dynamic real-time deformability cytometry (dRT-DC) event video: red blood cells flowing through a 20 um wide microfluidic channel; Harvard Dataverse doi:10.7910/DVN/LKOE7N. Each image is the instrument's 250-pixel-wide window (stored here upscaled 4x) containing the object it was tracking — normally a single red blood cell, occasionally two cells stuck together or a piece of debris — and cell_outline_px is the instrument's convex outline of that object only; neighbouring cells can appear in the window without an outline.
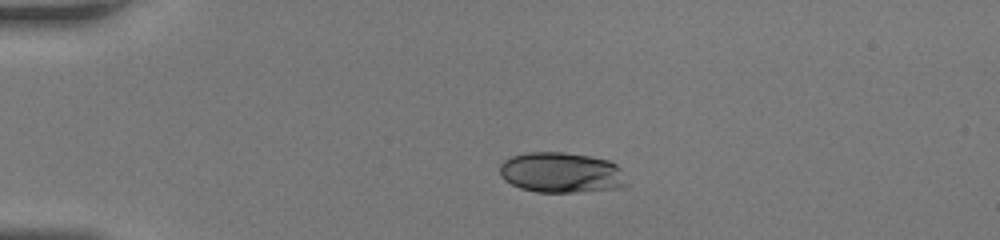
{"species": "human", "species_latin": "Homo sapiens", "temperature_condition": "room temperature", "stored_images_in_passage": 35, "camera_frame_rate_fps": 3000, "um_per_image_px": 0.085, "donor": {"sex": "female"}, "frame": {"image": 1, "passage_image": 1, "time_ms": 0.0, "image_size_px": [1000, 240], "cell_outline_px": [[628, 184], [624, 188], [580, 192], [536, 192], [520, 188], [504, 180], [500, 176], [500, 164], [504, 160], [512, 156], [524, 152], [564, 152], [588, 156], [608, 160], [616, 164], [620, 168]], "centroid_in_image_um": [47.72, 14.68], "position_along_channel_um": 37.3, "area_um2": 30.23}}
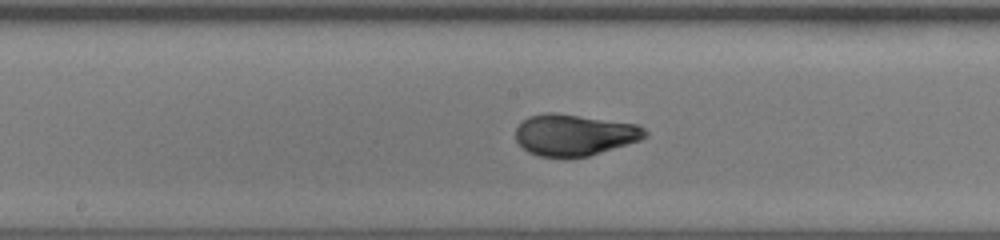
{"frame": {"image": 2, "passage_image": 15, "time_ms": 4.667, "image_size_px": [1000, 240], "cell_outline_px": [[648, 136], [640, 140], [588, 156], [564, 160], [540, 156], [528, 152], [516, 140], [516, 128], [528, 116], [544, 112], [556, 112], [636, 124], [644, 128], [648, 132]], "centroid_in_image_um": [48.8, 11.48], "position_along_channel_um": 199.4, "area_um2": 31.67}}
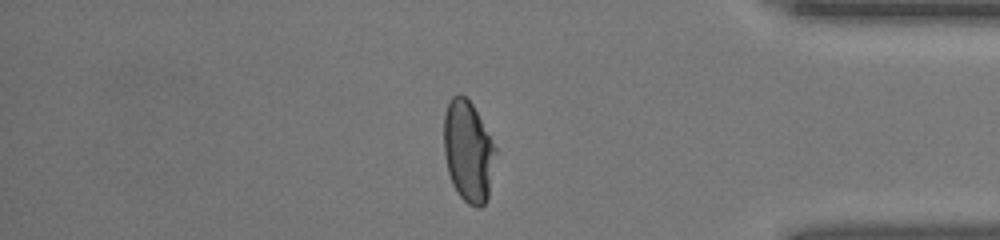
{"frame": {"image": 3, "passage_image": 29, "time_ms": 9.333, "image_size_px": [1000, 240], "cell_outline_px": [[496, 152], [488, 200], [480, 208], [476, 208], [468, 204], [456, 192], [452, 184], [448, 172], [444, 156], [444, 112], [452, 96], [460, 92], [472, 104], [496, 148]], "centroid_in_image_um": [39.78, 12.89], "position_along_channel_um": 395.4, "area_um2": 30.58}}